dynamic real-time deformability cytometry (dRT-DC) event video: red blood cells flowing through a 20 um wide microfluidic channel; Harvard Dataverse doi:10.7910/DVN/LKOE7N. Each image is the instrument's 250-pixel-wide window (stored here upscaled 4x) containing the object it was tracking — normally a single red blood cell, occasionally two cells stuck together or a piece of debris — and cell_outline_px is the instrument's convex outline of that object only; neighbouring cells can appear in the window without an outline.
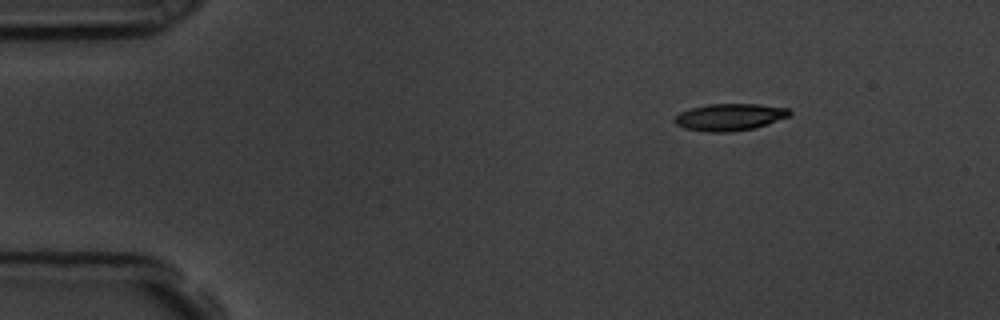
{"species": "common noctule bat (a hibernating species)", "species_latin": "Nyctalus noctula", "temperature_condition": "room temperature", "stored_images_in_passage": 50, "camera_frame_rate_fps": 3000, "um_per_image_px": 0.085, "animal": {"sex": "male", "body_mass_g": 19.5, "forearm_length_mm": 54.6}, "frame": {"image": 1, "passage_image": 1, "time_ms": 0.0, "image_size_px": [1000, 320], "cell_outline_px": [[792, 112], [788, 116], [756, 128], [728, 132], [708, 132], [684, 128], [676, 124], [672, 120], [680, 112], [692, 108], [708, 104], [760, 104], [788, 108]], "centroid_in_image_um": [62.01, 9.95], "position_along_channel_um": 23.0, "area_um2": 18.03}}
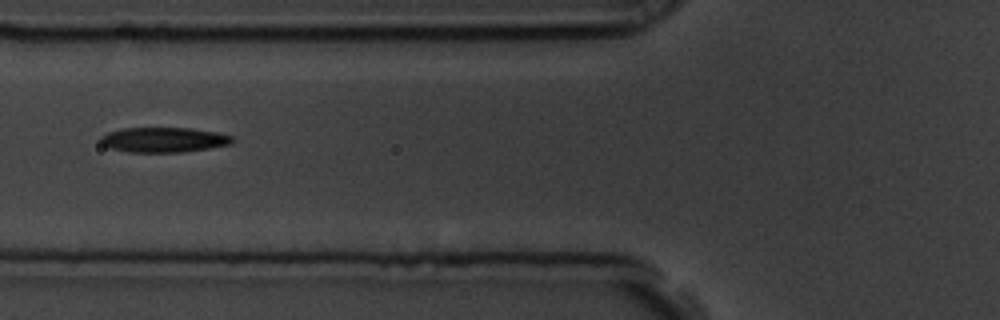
{"frame": {"image": 2, "passage_image": 15, "time_ms": 4.667, "image_size_px": [1000, 320], "cell_outline_px": [[236, 140], [232, 144], [184, 152], [128, 152], [112, 148], [100, 144], [100, 136], [108, 132], [124, 128], [192, 128], [216, 132], [232, 136]], "centroid_in_image_um": [13.93, 11.88], "position_along_channel_um": 111.9, "area_um2": 19.25}}
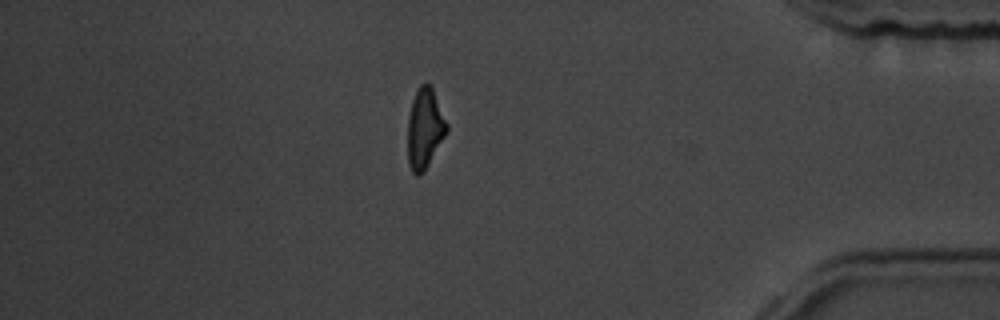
{"frame": {"image": 3, "passage_image": 42, "time_ms": 13.667, "image_size_px": [1000, 320], "cell_outline_px": [[448, 128], [444, 136], [424, 172], [420, 176], [416, 176], [412, 172], [408, 164], [408, 116], [412, 100], [420, 84], [432, 84], [448, 124]], "centroid_in_image_um": [36.1, 10.91], "position_along_channel_um": 399.1, "area_um2": 18.32}, "authors_computed_cell_mechanics": {"area_um2": 18.8717, "velocity_mm_per_s": 3.5992, "shape_relaxation_time_tau1_ms": 3.756, "shape_relaxation_time_tau2_ms": 2.8106, "deformation_change_tau1": 0.1468, "deformation_change_tau2": 0.1032}}